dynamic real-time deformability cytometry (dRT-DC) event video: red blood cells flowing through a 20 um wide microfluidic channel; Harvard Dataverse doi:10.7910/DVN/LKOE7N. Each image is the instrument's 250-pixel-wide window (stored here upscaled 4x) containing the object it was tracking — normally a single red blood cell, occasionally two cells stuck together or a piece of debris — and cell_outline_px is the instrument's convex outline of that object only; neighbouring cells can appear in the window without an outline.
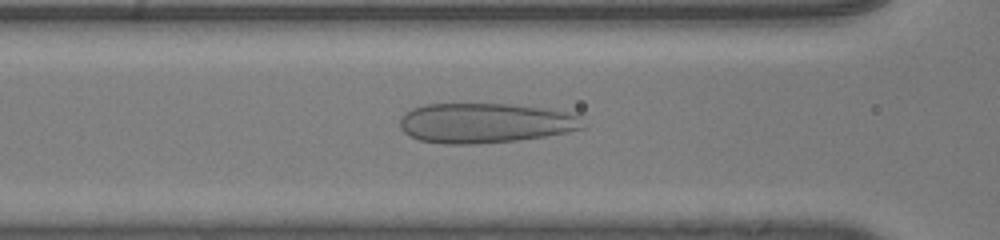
{"species": "human", "species_latin": "Homo sapiens", "temperature_condition": "room temperature", "stored_images_in_passage": 56, "camera_frame_rate_fps": 3000, "um_per_image_px": 0.085, "donor": {"sex": "male"}, "frame": {"image": 1, "passage_image": 30, "time_ms": 9.667, "image_size_px": [1000, 240], "cell_outline_px": [[588, 124], [584, 128], [568, 132], [544, 136], [516, 140], [476, 144], [444, 144], [420, 140], [404, 132], [400, 128], [400, 120], [412, 108], [424, 104], [508, 104], [540, 108], [564, 112], [580, 116]], "centroid_in_image_um": [41.26, 10.46], "position_along_channel_um": 125.3, "area_um2": 42.37}}
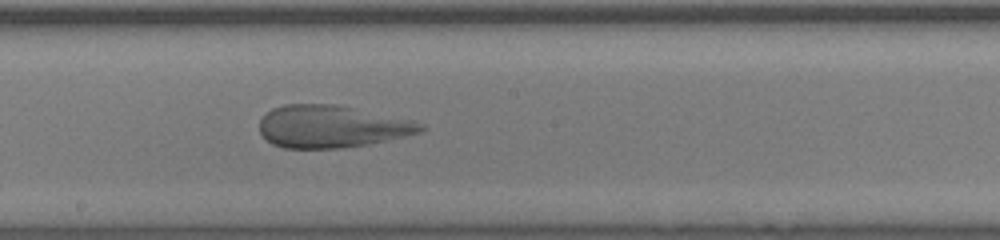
{"frame": {"image": 2, "passage_image": 37, "time_ms": 12.0, "image_size_px": [1000, 240], "cell_outline_px": [[428, 128], [420, 132], [388, 140], [368, 144], [340, 148], [284, 148], [272, 144], [260, 132], [260, 120], [272, 108], [284, 104], [336, 104], [412, 120], [424, 124]], "centroid_in_image_um": [28.2, 10.75], "position_along_channel_um": 220.0, "area_um2": 39.65}}
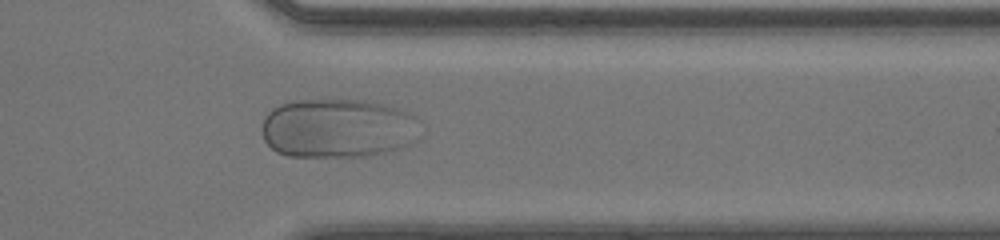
{"frame": {"image": 3, "passage_image": 49, "time_ms": 16.0, "image_size_px": [1000, 240], "cell_outline_px": [[420, 120], [416, 140], [400, 148], [368, 156], [288, 156], [276, 152], [264, 140], [260, 132], [260, 124], [264, 116], [272, 108], [280, 104], [296, 100], [360, 100], [380, 104], [396, 108], [408, 112], [416, 116]], "centroid_in_image_um": [28.67, 10.9], "position_along_channel_um": 382.7, "area_um2": 55.03}}